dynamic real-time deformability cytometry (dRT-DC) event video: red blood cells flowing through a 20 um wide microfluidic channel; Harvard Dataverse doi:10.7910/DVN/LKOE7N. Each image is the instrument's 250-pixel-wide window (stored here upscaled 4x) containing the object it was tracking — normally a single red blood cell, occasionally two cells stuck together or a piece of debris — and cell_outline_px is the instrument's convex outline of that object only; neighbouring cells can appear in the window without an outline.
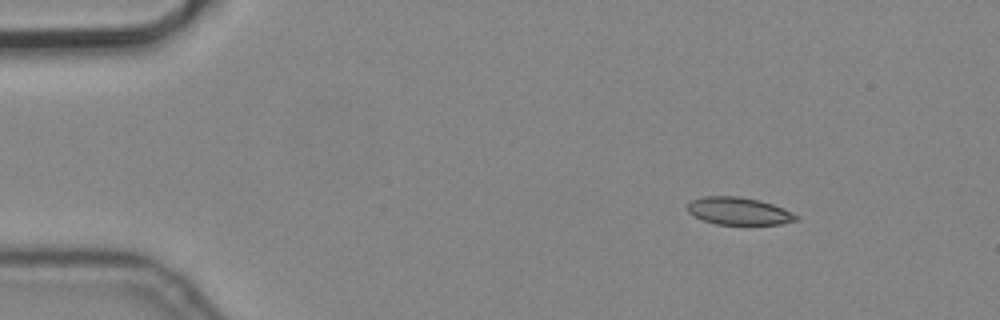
{"species": "common noctule bat (a hibernating species)", "species_latin": "Nyctalus noctula", "temperature_condition": "cold", "stored_images_in_passage": 5, "camera_frame_rate_fps": 3000, "um_per_image_px": 0.085, "animal": {"sex": "male", "body_mass_g": 19.2, "forearm_length_mm": 51.8}, "frame": {"image": 1, "passage_image": 2, "time_ms": 0.333, "image_size_px": [1000, 320], "cell_outline_px": [[800, 220], [780, 224], [716, 224], [704, 220], [688, 212], [688, 204], [692, 200], [704, 196], [740, 196], [760, 200], [784, 208], [800, 216]], "centroid_in_image_um": [62.85, 17.93], "position_along_channel_um": 22.1, "area_um2": 17.4}}
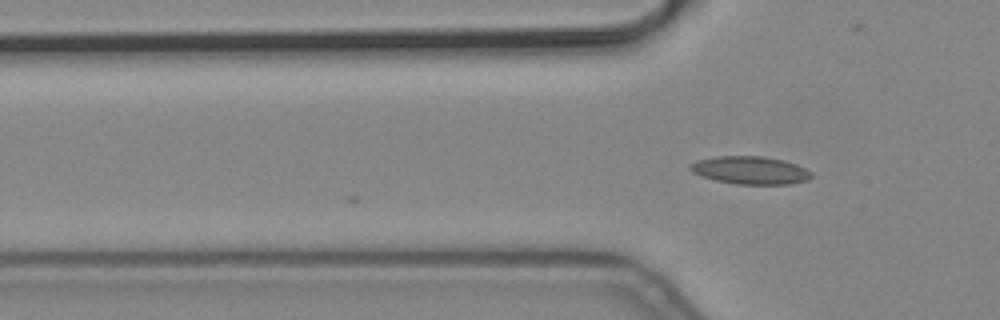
{"frame": {"image": 2, "passage_image": 5, "time_ms": 1.333, "image_size_px": [1000, 320], "cell_outline_px": [[812, 176], [808, 180], [788, 184], [736, 184], [716, 180], [700, 176], [692, 172], [688, 168], [688, 164], [696, 160], [716, 156], [764, 156], [784, 160], [796, 164], [812, 172]], "centroid_in_image_um": [63.74, 14.46], "position_along_channel_um": 62.1, "area_um2": 19.83}}